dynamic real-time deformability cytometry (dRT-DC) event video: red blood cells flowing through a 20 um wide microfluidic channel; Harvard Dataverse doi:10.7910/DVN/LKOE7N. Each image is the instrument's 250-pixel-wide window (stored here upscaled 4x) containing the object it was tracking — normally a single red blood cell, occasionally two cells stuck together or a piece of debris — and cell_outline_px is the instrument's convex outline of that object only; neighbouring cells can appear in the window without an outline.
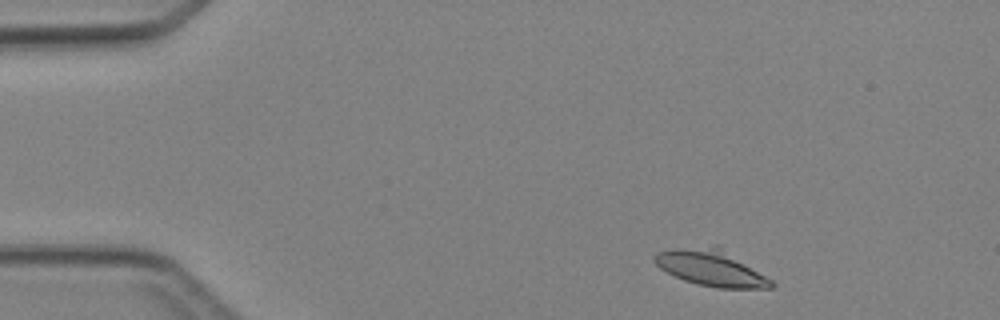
{"species": "Egyptian fruit bat (a non-hibernating species)", "species_latin": "Rousettus aegyptiacus", "temperature_condition": "cold", "stored_images_in_passage": 3, "camera_frame_rate_fps": 3000, "um_per_image_px": 0.085, "animal": {"sex": "female"}, "frame": {"image": 1, "passage_image": 1, "time_ms": 0.0, "image_size_px": [1000, 320], "cell_outline_px": [[776, 284], [772, 288], [716, 288], [696, 284], [684, 280], [660, 268], [652, 260], [652, 256], [656, 252], [716, 244], [772, 280]], "centroid_in_image_um": [60.45, 22.78], "position_along_channel_um": 24.6, "area_um2": 24.33}}